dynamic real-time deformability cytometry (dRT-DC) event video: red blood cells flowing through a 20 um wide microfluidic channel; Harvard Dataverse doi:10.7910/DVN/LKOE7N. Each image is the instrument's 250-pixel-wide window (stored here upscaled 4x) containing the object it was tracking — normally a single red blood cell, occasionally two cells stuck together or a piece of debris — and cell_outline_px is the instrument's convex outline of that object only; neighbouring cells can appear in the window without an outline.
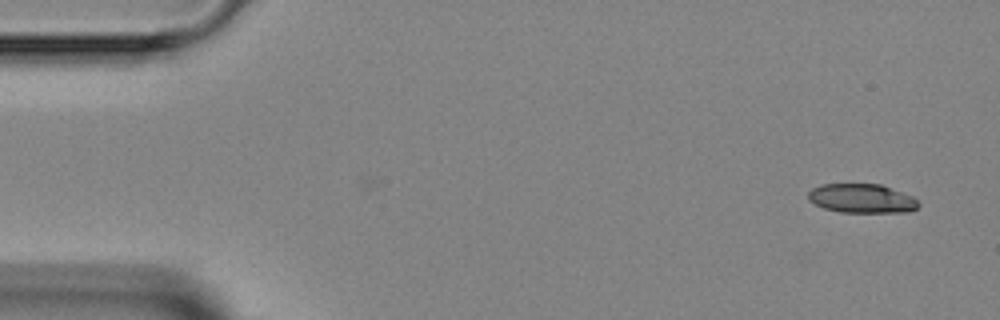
{"species": "Egyptian fruit bat (a non-hibernating species)", "species_latin": "Rousettus aegyptiacus", "temperature_condition": "room temperature", "stored_images_in_passage": 5, "segment_of_instrument_passage": [1, 2], "camera_frame_rate_fps": 3000, "um_per_image_px": 0.085, "animal": {"sex": "female"}, "frame": {"image": 1, "passage_image": 1, "time_ms": 0.0, "image_size_px": [1000, 320], "cell_outline_px": [[920, 204], [916, 208], [908, 212], [840, 212], [824, 208], [808, 200], [808, 192], [812, 188], [820, 184], [880, 184], [912, 196]], "centroid_in_image_um": [73.23, 16.86], "position_along_channel_um": 11.8, "area_um2": 18.61}}